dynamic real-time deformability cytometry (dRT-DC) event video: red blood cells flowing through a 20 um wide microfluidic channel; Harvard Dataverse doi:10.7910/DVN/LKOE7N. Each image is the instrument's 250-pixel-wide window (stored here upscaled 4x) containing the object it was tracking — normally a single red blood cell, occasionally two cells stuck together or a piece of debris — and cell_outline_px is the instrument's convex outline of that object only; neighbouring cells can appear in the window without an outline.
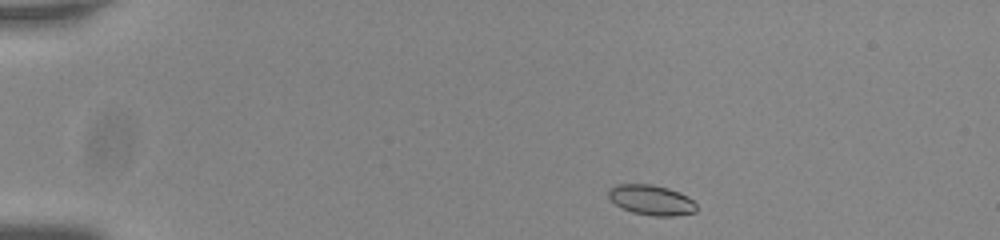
{"species": "common noctule bat (a hibernating species)", "species_latin": "Nyctalus noctula", "temperature_condition": "room temperature", "stored_images_in_passage": 46, "camera_frame_rate_fps": 3000, "um_per_image_px": 0.085, "animal": {"sex": "male", "body_mass_g": 20.0, "forearm_length_mm": 53.3}, "frame": {"image": 1, "passage_image": 1, "time_ms": 0.0, "image_size_px": [1000, 240], "cell_outline_px": [[696, 212], [672, 216], [652, 216], [632, 212], [616, 204], [608, 196], [608, 188], [616, 184], [652, 184], [668, 188], [680, 192], [688, 196], [696, 204]], "centroid_in_image_um": [55.37, 16.99], "position_along_channel_um": 29.6, "area_um2": 15.49}}
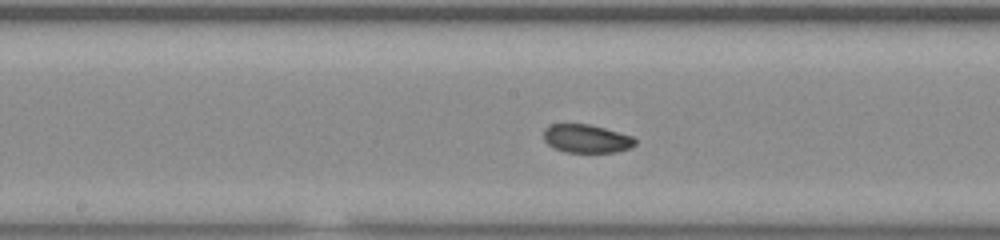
{"frame": {"image": 2, "passage_image": 21, "time_ms": 6.667, "image_size_px": [1000, 240], "cell_outline_px": [[636, 144], [632, 148], [616, 152], [564, 152], [552, 148], [544, 140], [544, 128], [552, 124], [588, 124], [604, 128], [632, 136], [636, 140]], "centroid_in_image_um": [49.85, 11.79], "position_along_channel_um": 198.4, "area_um2": 15.2}}
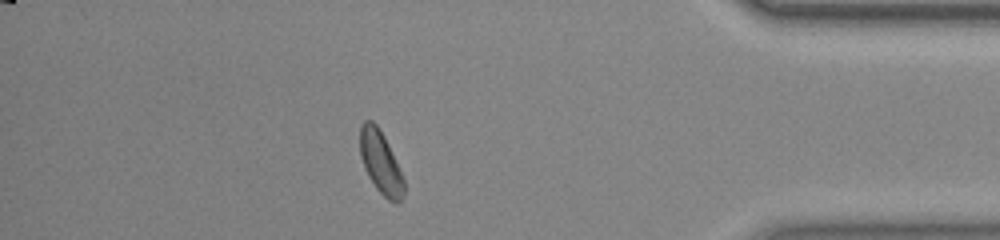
{"frame": {"image": 3, "passage_image": 40, "time_ms": 13.0, "image_size_px": [1000, 240], "cell_outline_px": [[404, 196], [396, 204], [388, 200], [376, 188], [368, 176], [364, 168], [360, 156], [360, 124], [364, 120], [372, 120], [376, 124], [384, 136], [388, 144], [404, 180]], "centroid_in_image_um": [32.33, 13.8], "position_along_channel_um": 402.9, "area_um2": 15.95}, "authors_computed_cell_mechanics": {"area_um2": 15.5771, "velocity_mm_per_s": 3.7312, "shape_relaxation_time_tau1_ms": 3.002, "shape_relaxation_time_tau2_ms": 3.6689, "deformation_change_tau1": 0.091, "deformation_change_tau2": 0.072}}